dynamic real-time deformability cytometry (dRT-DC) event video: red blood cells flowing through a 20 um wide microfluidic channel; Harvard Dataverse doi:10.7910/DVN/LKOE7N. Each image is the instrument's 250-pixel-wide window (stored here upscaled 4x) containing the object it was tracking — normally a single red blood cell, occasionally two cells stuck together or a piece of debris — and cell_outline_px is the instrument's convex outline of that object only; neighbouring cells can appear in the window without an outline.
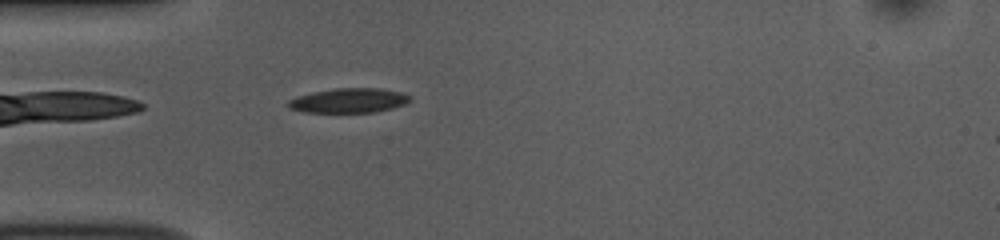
{"species": "common noctule bat (a hibernating species)", "species_latin": "Nyctalus noctula", "temperature_condition": "room temperature", "stored_images_in_passage": 39, "camera_frame_rate_fps": 3000, "um_per_image_px": 0.085, "animal": {"sex": "female", "body_mass_g": 10.0, "forearm_length_mm": 53.1}, "frame": {"image": 1, "passage_image": 2, "time_ms": 0.333, "image_size_px": [1000, 240], "cell_outline_px": [[412, 100], [404, 104], [392, 108], [376, 112], [304, 112], [288, 108], [288, 100], [296, 96], [312, 92], [336, 88], [380, 88], [400, 92], [412, 96]], "centroid_in_image_um": [29.65, 8.54], "position_along_channel_um": 55.3, "area_um2": 17.51}}
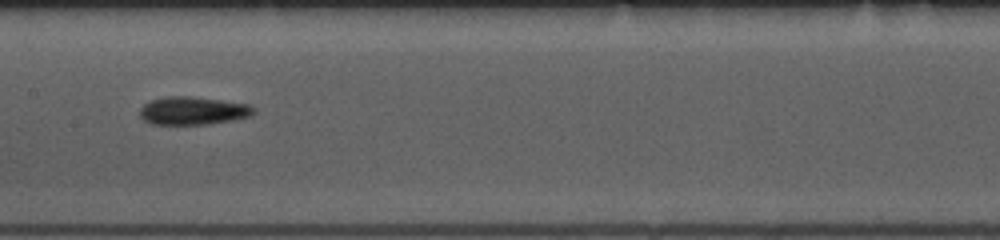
{"frame": {"image": 2, "passage_image": 13, "time_ms": 4.0, "image_size_px": [1000, 240], "cell_outline_px": [[256, 112], [252, 116], [232, 120], [208, 124], [152, 124], [144, 120], [140, 116], [140, 108], [144, 104], [152, 100], [168, 96], [188, 96], [220, 100], [248, 104], [256, 108]], "centroid_in_image_um": [16.43, 9.41], "position_along_channel_um": 191.0, "area_um2": 18.55}}
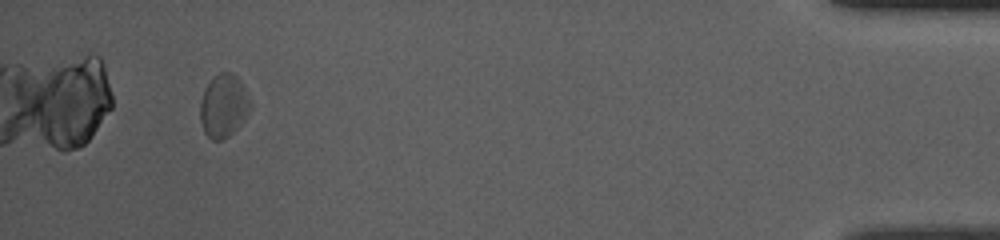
{"frame": {"image": 3, "passage_image": 36, "time_ms": 11.667, "image_size_px": [1000, 240], "cell_outline_px": [[252, 108], [240, 124], [228, 136], [220, 140], [212, 140], [204, 132], [200, 120], [200, 104], [204, 92], [208, 84], [220, 72], [232, 72], [240, 80], [252, 104]], "centroid_in_image_um": [19.02, 9.0], "position_along_channel_um": 416.2, "area_um2": 18.15}, "authors_computed_cell_mechanics": {"area_um2": 18.3804, "velocity_mm_per_s": 3.8301, "shape_relaxation_time_tau1_ms": 2.3017, "shape_relaxation_time_tau2_ms": null, "deformation_change_tau1": 0.0584, "deformation_change_tau2": null}}